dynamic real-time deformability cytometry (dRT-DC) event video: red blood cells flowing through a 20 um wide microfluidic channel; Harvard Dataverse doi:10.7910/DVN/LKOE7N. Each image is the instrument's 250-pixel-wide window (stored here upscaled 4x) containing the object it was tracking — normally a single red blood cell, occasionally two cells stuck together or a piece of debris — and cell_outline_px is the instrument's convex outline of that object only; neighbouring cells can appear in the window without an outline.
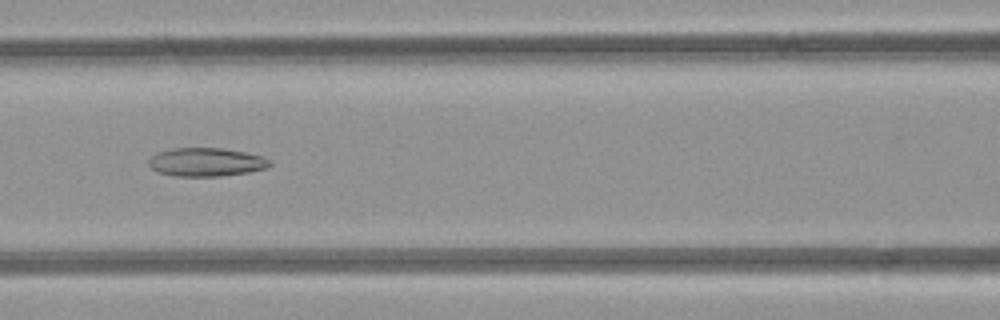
{"species": "common noctule bat (a hibernating species)", "species_latin": "Nyctalus noctula", "temperature_condition": "room temperature", "stored_images_in_passage": 3, "camera_frame_rate_fps": 3000, "um_per_image_px": 0.085, "animal": {"sex": "female", "body_mass_g": 21.9}, "frame": {"image": 1, "passage_image": 3, "time_ms": 2.0, "image_size_px": [1000, 320], "cell_outline_px": [[272, 164], [268, 168], [248, 172], [220, 176], [176, 176], [156, 172], [148, 164], [148, 160], [156, 152], [172, 148], [224, 148], [264, 156], [272, 160]], "centroid_in_image_um": [17.54, 13.77], "position_along_channel_um": 149.1, "area_um2": 20.35}}